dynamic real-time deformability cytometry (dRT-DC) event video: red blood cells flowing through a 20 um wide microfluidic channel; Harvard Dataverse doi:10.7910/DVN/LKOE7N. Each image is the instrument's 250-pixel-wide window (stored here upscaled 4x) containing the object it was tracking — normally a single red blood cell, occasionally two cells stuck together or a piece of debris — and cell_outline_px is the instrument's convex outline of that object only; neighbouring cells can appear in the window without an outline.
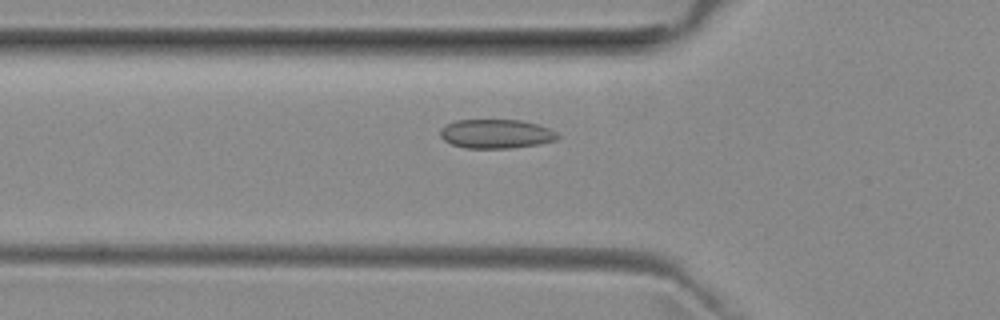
{"species": "common noctule bat (a hibernating species)", "species_latin": "Nyctalus noctula", "temperature_condition": "room temperature", "stored_images_in_passage": 40, "camera_frame_rate_fps": 3000, "um_per_image_px": 0.085, "animal": {"sex": "female", "body_mass_g": 29.2, "forearm_length_mm": 56.3}, "frame": {"image": 1, "passage_image": 6, "time_ms": 1.667, "image_size_px": [1000, 320], "cell_outline_px": [[560, 136], [556, 140], [540, 144], [512, 148], [464, 148], [452, 144], [444, 140], [440, 136], [440, 128], [444, 124], [456, 120], [520, 120], [536, 124], [548, 128], [556, 132]], "centroid_in_image_um": [42.14, 11.38], "position_along_channel_um": 83.7, "area_um2": 20.0}}
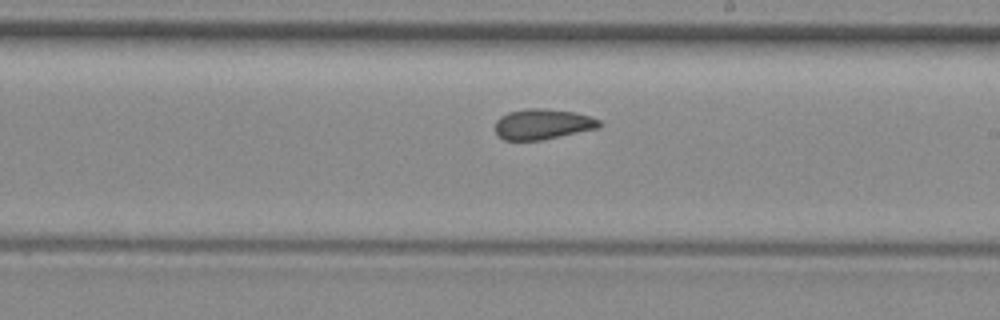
{"frame": {"image": 2, "passage_image": 18, "time_ms": 5.667, "image_size_px": [1000, 320], "cell_outline_px": [[604, 124], [600, 128], [540, 140], [504, 140], [496, 136], [496, 120], [500, 116], [508, 112], [528, 108], [548, 108], [572, 112], [592, 116], [600, 120]], "centroid_in_image_um": [46.15, 10.55], "position_along_channel_um": 242.9, "area_um2": 18.73}}
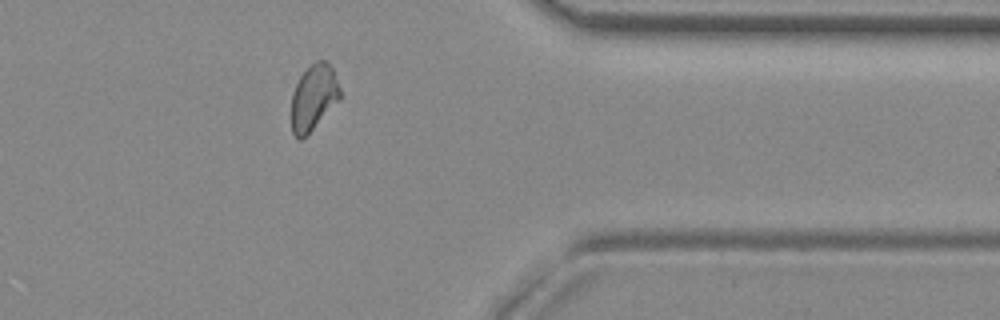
{"frame": {"image": 3, "passage_image": 30, "time_ms": 9.667, "image_size_px": [1000, 320], "cell_outline_px": [[340, 96], [312, 128], [300, 140], [292, 132], [292, 92], [300, 76], [316, 60], [324, 60], [332, 68], [340, 88]], "centroid_in_image_um": [26.62, 8.23], "position_along_channel_um": 384.8, "area_um2": 17.74}, "authors_computed_cell_mechanics": {"area_um2": 18.8717, "velocity_mm_per_s": 3.9765, "shape_relaxation_time_tau1_ms": null, "shape_relaxation_time_tau2_ms": 1.8173, "deformation_change_tau1": null, "deformation_change_tau2": 0.0804}}